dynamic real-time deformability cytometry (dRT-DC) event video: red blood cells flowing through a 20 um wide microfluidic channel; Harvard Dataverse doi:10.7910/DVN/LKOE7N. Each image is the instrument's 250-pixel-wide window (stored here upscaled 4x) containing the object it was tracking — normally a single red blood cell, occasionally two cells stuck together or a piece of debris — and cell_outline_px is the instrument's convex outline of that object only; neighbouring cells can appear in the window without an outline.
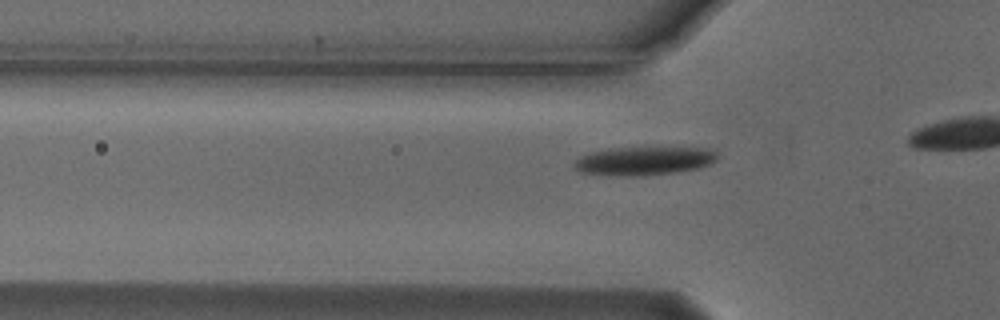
{"species": "Egyptian fruit bat (a non-hibernating species)", "species_latin": "Rousettus aegyptiacus", "temperature_condition": "cold", "stored_images_in_passage": 19, "camera_frame_rate_fps": 3000, "um_per_image_px": 0.085, "animal": {"sex": "male"}, "frame": {"image": 1, "passage_image": 13, "time_ms": 4.0, "image_size_px": [1000, 320], "cell_outline_px": [[716, 160], [712, 164], [700, 168], [676, 172], [644, 176], [616, 176], [580, 172], [572, 168], [572, 164], [580, 156], [592, 152], [612, 148], [708, 148], [716, 152]], "centroid_in_image_um": [54.72, 13.69], "position_along_channel_um": 71.1, "area_um2": 23.87}}
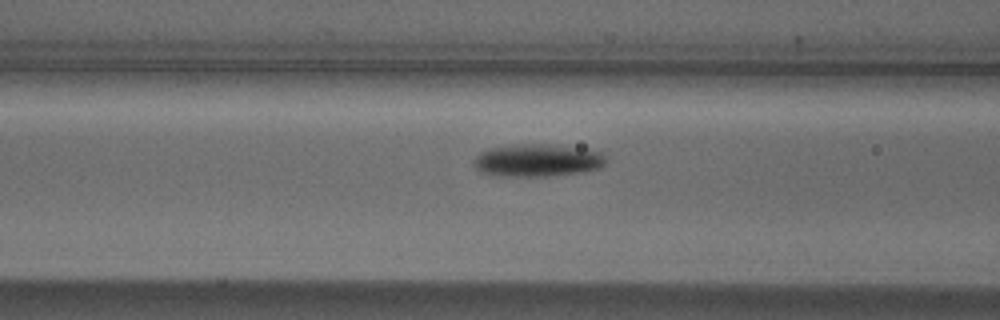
{"frame": {"image": 2, "passage_image": 17, "time_ms": 5.333, "image_size_px": [1000, 320], "cell_outline_px": [[604, 164], [600, 168], [580, 172], [548, 176], [496, 176], [480, 172], [472, 164], [476, 156], [480, 152], [488, 148], [524, 144], [548, 144], [588, 148], [604, 152]], "centroid_in_image_um": [45.68, 13.62], "position_along_channel_um": 120.9, "area_um2": 25.32}}